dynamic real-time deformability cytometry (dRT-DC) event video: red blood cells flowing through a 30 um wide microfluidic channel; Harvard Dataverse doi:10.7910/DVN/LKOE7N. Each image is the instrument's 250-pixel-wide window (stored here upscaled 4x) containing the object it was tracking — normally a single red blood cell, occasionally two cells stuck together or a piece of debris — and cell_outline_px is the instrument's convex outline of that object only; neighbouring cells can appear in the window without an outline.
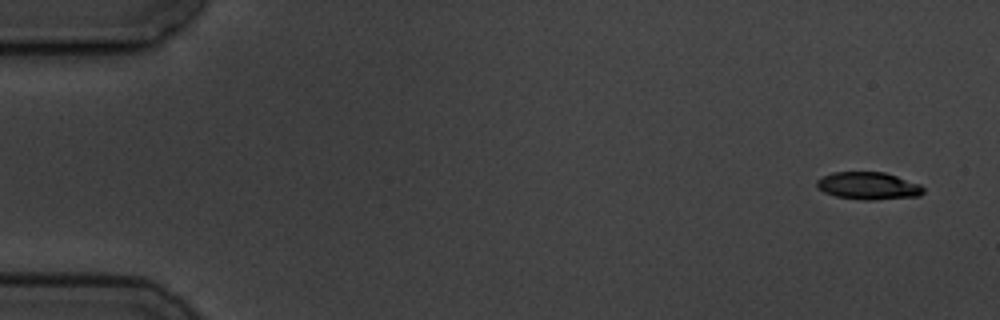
{"species": "common noctule bat (a hibernating species)", "species_latin": "Nyctalus noctula", "temperature_condition": "cold", "stored_images_in_passage": 4, "camera_frame_rate_fps": 3000, "um_per_image_px": 0.085, "animal": {"sex": "male", "body_mass_g": 19.5, "forearm_length_mm": 54.6}, "frame": {"image": 1, "passage_image": 1, "time_ms": 0.0, "image_size_px": [1000, 320], "cell_outline_px": [[924, 192], [920, 196], [872, 200], [864, 200], [836, 196], [824, 192], [816, 188], [816, 180], [832, 172], [884, 172], [920, 184], [924, 188]], "centroid_in_image_um": [73.8, 15.8], "position_along_channel_um": 11.2, "area_um2": 17.05}}
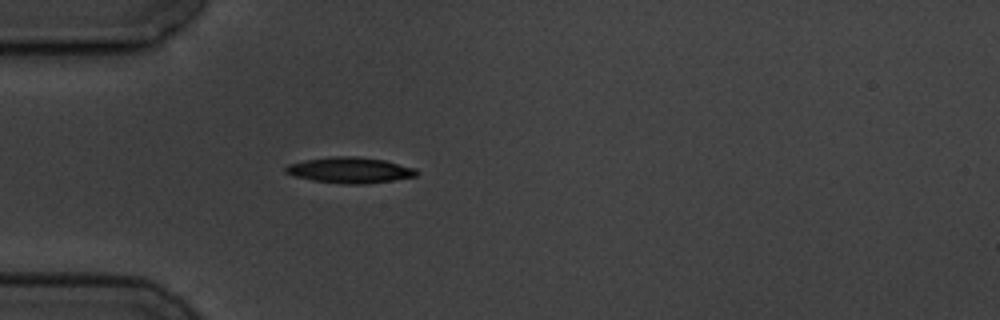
{"frame": {"image": 2, "passage_image": 4, "time_ms": 4.667, "image_size_px": [1000, 320], "cell_outline_px": [[420, 172], [416, 176], [392, 180], [364, 184], [340, 184], [312, 180], [296, 176], [284, 172], [284, 168], [288, 164], [304, 160], [332, 156], [356, 156], [384, 160], [416, 168]], "centroid_in_image_um": [29.74, 14.46], "position_along_channel_um": 55.3, "area_um2": 19.77}}